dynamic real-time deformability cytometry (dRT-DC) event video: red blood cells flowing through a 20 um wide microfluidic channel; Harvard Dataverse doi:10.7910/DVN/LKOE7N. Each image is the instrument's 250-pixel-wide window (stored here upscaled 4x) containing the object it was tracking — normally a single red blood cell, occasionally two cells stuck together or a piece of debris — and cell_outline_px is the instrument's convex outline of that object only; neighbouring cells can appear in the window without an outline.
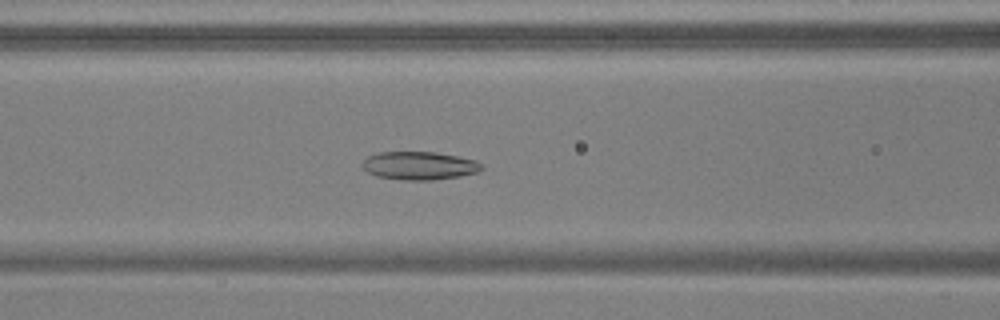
{"species": "common noctule bat (a hibernating species)", "species_latin": "Nyctalus noctula", "temperature_condition": "warm", "stored_images_in_passage": 46, "camera_frame_rate_fps": 3000, "um_per_image_px": 0.085, "animal": {"sex": "male", "body_mass_g": 17.9, "forearm_length_mm": 54.2}, "frame": {"image": 1, "passage_image": 15, "time_ms": 4.667, "image_size_px": [1000, 320], "cell_outline_px": [[484, 168], [476, 172], [460, 176], [432, 180], [404, 180], [376, 176], [368, 172], [360, 164], [368, 156], [376, 152], [436, 152], [476, 160], [484, 164]], "centroid_in_image_um": [35.64, 14.08], "position_along_channel_um": 131.0, "area_um2": 19.65}}
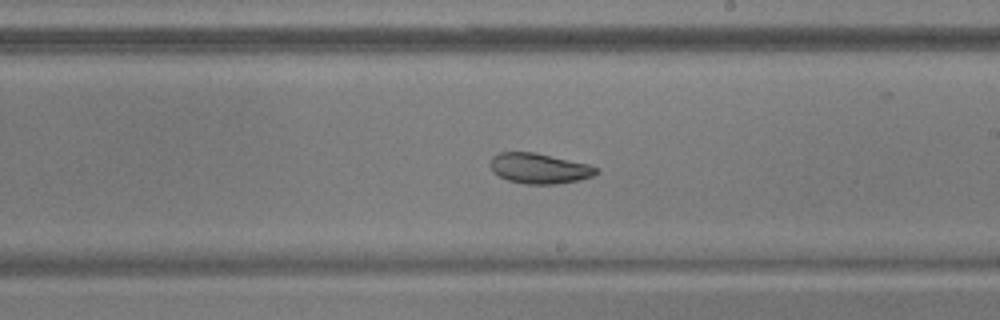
{"frame": {"image": 2, "passage_image": 24, "time_ms": 7.667, "image_size_px": [1000, 320], "cell_outline_px": [[600, 172], [592, 176], [580, 180], [556, 184], [524, 184], [508, 180], [500, 176], [492, 168], [492, 156], [500, 152], [532, 152], [588, 164], [596, 168]], "centroid_in_image_um": [45.87, 14.32], "position_along_channel_um": 243.1, "area_um2": 18.38}}
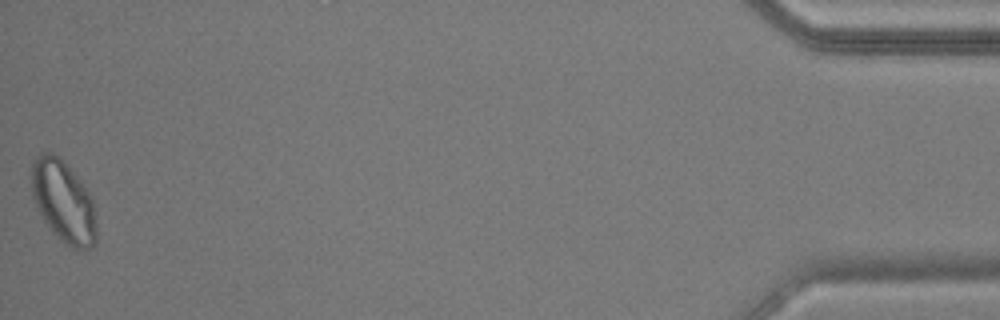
{"frame": {"image": 3, "passage_image": 46, "time_ms": 15.0, "image_size_px": [1000, 320], "cell_outline_px": [[96, 244], [92, 248], [72, 248], [64, 244], [48, 228], [32, 196], [32, 164], [36, 156], [40, 152], [52, 152], [80, 180], [92, 196], [96, 212]], "centroid_in_image_um": [5.41, 17.17], "position_along_channel_um": 429.8, "area_um2": 30.92}, "authors_computed_cell_mechanics": {"area_um2": 22.3686, "velocity_mm_per_s": 3.7456, "shape_relaxation_time_tau1_ms": null, "shape_relaxation_time_tau2_ms": 2.1505, "deformation_change_tau1": null, "deformation_change_tau2": 0.0689}}